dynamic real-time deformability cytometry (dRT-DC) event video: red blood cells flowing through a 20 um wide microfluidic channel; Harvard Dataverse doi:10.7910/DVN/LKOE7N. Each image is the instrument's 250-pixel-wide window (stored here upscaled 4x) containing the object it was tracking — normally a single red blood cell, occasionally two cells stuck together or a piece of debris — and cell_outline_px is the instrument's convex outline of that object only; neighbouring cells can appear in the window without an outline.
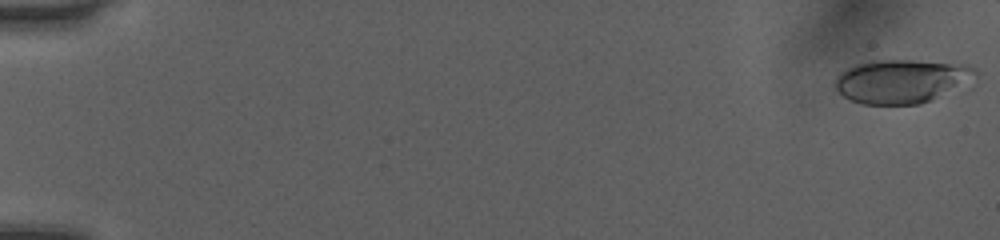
{"species": "human", "species_latin": "Homo sapiens", "temperature_condition": "room temperature", "stored_images_in_passage": 48, "camera_frame_rate_fps": 3000, "um_per_image_px": 0.085, "donor": {"sex": "female"}, "frame": {"image": 1, "passage_image": 1, "time_ms": 0.0, "image_size_px": [1000, 240], "cell_outline_px": [[980, 72], [976, 84], [972, 88], [920, 104], [864, 104], [852, 100], [844, 96], [836, 88], [836, 76], [840, 72], [856, 64], [876, 60], [912, 60], [968, 64], [976, 68]], "centroid_in_image_um": [76.89, 6.91], "position_along_channel_um": 8.1, "area_um2": 37.22}}
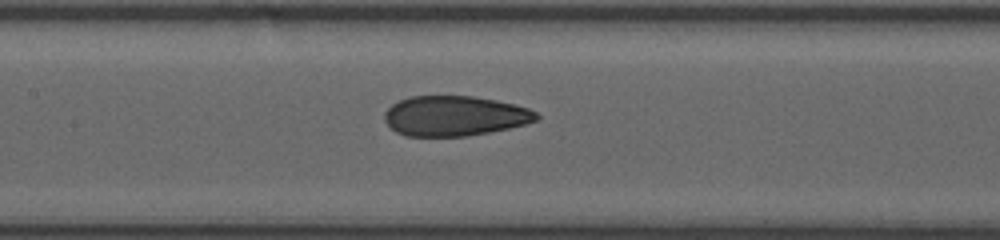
{"frame": {"image": 2, "passage_image": 26, "time_ms": 8.333, "image_size_px": [1000, 240], "cell_outline_px": [[540, 120], [508, 128], [468, 136], [408, 136], [396, 132], [384, 120], [384, 112], [392, 104], [408, 96], [472, 96], [496, 100], [528, 108], [536, 112], [540, 116]], "centroid_in_image_um": [38.64, 9.85], "position_along_channel_um": 168.8, "area_um2": 35.43}}
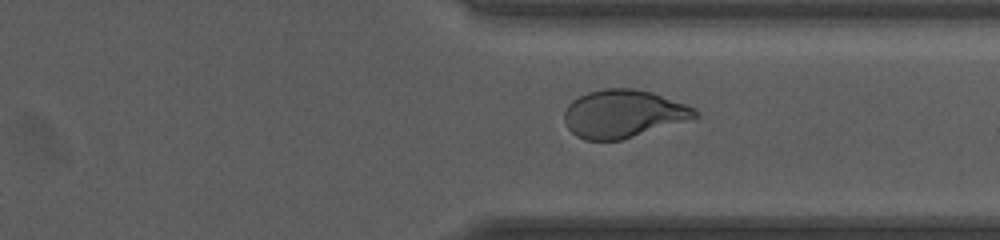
{"frame": {"image": 3, "passage_image": 40, "time_ms": 13.0, "image_size_px": [1000, 240], "cell_outline_px": [[700, 116], [696, 120], [620, 140], [584, 140], [576, 136], [568, 128], [564, 120], [564, 112], [568, 104], [572, 100], [588, 92], [604, 88], [632, 88], [652, 92], [696, 108], [700, 112]], "centroid_in_image_um": [53.05, 9.68], "position_along_channel_um": 358.4, "area_um2": 37.05}}